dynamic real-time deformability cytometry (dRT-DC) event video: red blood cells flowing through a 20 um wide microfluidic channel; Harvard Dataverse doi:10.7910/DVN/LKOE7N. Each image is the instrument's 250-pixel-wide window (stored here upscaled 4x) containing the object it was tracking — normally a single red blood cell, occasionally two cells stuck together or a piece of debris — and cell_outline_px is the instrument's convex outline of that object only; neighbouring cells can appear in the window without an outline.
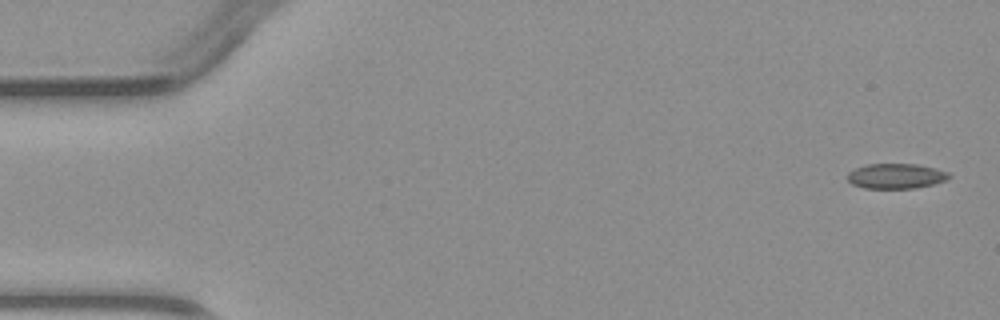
{"species": "common noctule bat (a hibernating species)", "species_latin": "Nyctalus noctula", "temperature_condition": "warm", "stored_images_in_passage": 4, "camera_frame_rate_fps": 3000, "um_per_image_px": 0.085, "animal": {"sex": "male", "body_mass_g": 23.1, "forearm_length_mm": 52.7}, "frame": {"image": 1, "passage_image": 1, "time_ms": 0.0, "image_size_px": [1000, 320], "cell_outline_px": [[952, 176], [948, 180], [916, 188], [864, 188], [852, 184], [848, 180], [848, 172], [856, 168], [868, 164], [916, 164], [936, 168], [948, 172]], "centroid_in_image_um": [76.19, 14.96], "position_along_channel_um": 8.8, "area_um2": 14.85}}
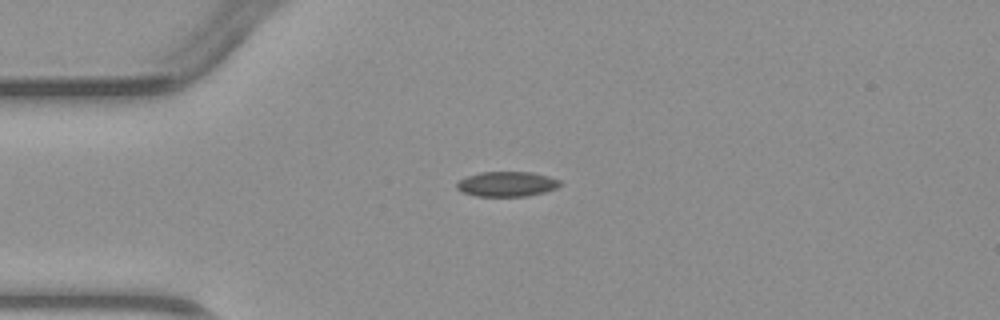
{"frame": {"image": 2, "passage_image": 3, "time_ms": 3.333, "image_size_px": [1000, 320], "cell_outline_px": [[560, 184], [556, 188], [544, 192], [528, 196], [476, 196], [460, 192], [456, 188], [456, 184], [460, 180], [468, 176], [480, 172], [532, 172], [548, 176], [560, 180]], "centroid_in_image_um": [43.06, 15.65], "position_along_channel_um": 41.9, "area_um2": 15.03}}